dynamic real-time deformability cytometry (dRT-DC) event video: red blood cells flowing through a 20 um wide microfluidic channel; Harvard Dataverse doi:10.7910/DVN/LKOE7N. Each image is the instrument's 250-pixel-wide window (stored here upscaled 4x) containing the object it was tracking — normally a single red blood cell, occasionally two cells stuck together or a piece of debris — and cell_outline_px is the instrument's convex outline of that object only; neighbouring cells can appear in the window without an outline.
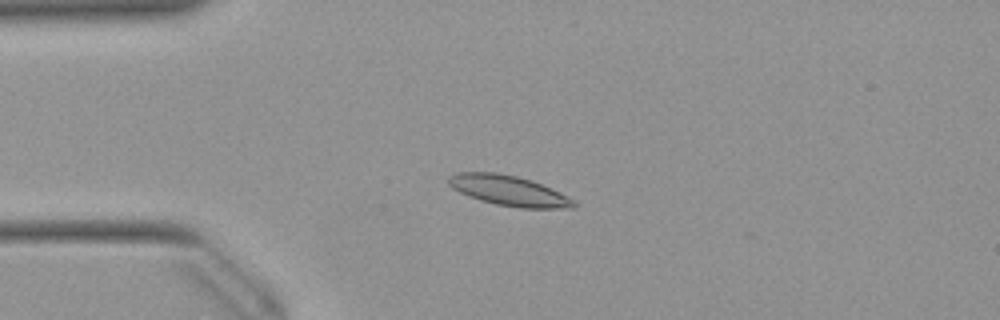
{"species": "Egyptian fruit bat (a non-hibernating species)", "species_latin": "Rousettus aegyptiacus", "temperature_condition": "warm", "stored_images_in_passage": 42, "camera_frame_rate_fps": 3000, "um_per_image_px": 0.085, "animal": {"sex": "female"}, "frame": {"image": 1, "passage_image": 8, "time_ms": 2.333, "image_size_px": [1000, 320], "cell_outline_px": [[576, 208], [520, 208], [496, 204], [480, 200], [468, 196], [452, 188], [448, 184], [448, 176], [456, 172], [496, 172], [516, 176], [532, 180], [576, 200]], "centroid_in_image_um": [43.23, 16.2], "position_along_channel_um": 41.8, "area_um2": 22.08}}
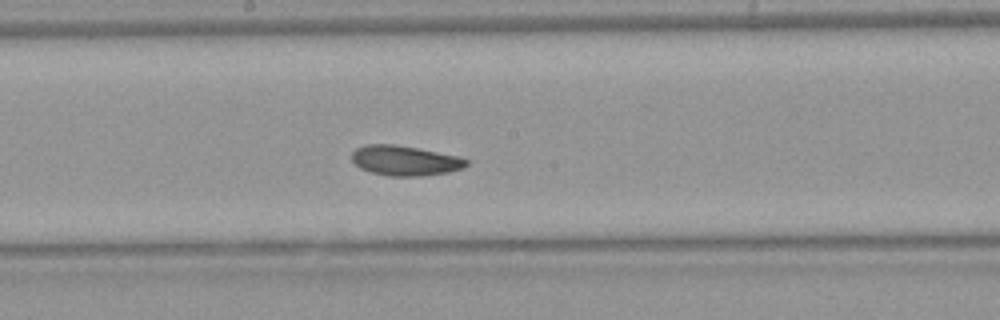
{"frame": {"image": 2, "passage_image": 23, "time_ms": 7.333, "image_size_px": [1000, 320], "cell_outline_px": [[468, 164], [464, 168], [448, 172], [420, 176], [388, 176], [372, 172], [360, 168], [352, 160], [352, 152], [356, 148], [364, 144], [396, 144], [460, 156], [468, 160]], "centroid_in_image_um": [34.43, 13.64], "position_along_channel_um": 213.8, "area_um2": 20.11}}
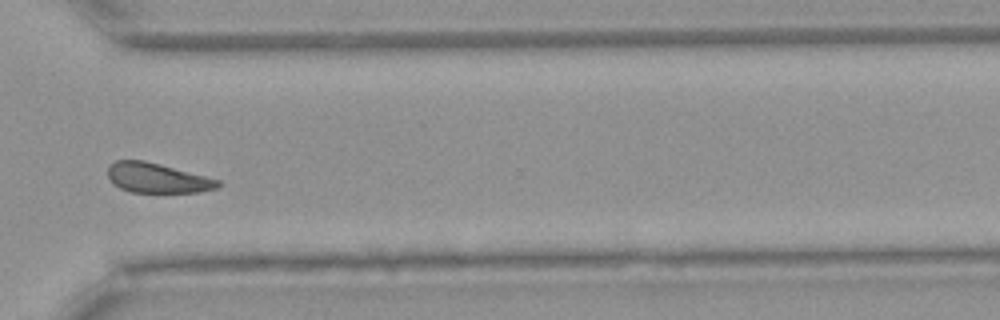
{"frame": {"image": 3, "passage_image": 34, "time_ms": 11.0, "image_size_px": [1000, 320], "cell_outline_px": [[220, 184], [216, 188], [200, 192], [132, 192], [120, 188], [112, 184], [108, 176], [108, 164], [116, 160], [144, 160], [160, 164], [220, 180]], "centroid_in_image_um": [13.32, 15.12], "position_along_channel_um": 357.3, "area_um2": 19.07}, "authors_computed_cell_mechanics": {"area_um2": 20.519, "velocity_mm_per_s": 3.9086, "shape_relaxation_time_tau1_ms": 7.2809, "shape_relaxation_time_tau2_ms": 8.9468, "deformation_change_tau1": 0.1282, "deformation_change_tau2": 0.1478}}